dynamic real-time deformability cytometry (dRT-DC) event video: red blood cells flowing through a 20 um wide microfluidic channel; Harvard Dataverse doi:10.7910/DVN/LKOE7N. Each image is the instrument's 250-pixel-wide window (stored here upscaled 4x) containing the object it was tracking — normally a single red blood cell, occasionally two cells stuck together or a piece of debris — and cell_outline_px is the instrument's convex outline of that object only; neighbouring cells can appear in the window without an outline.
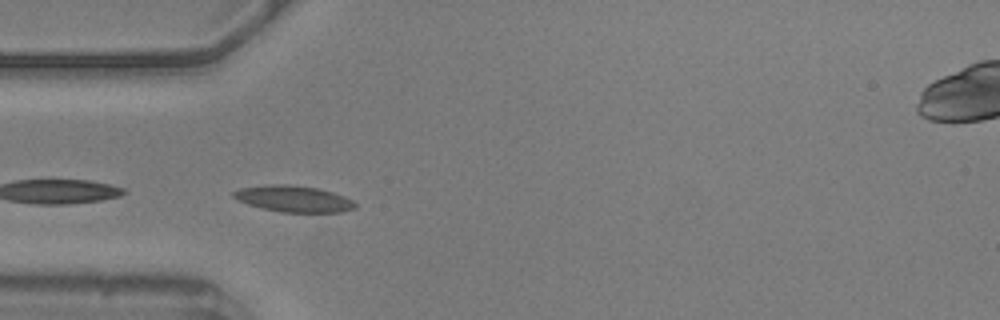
{"species": "common noctule bat (a hibernating species)", "species_latin": "Nyctalus noctula", "temperature_condition": "warm", "stored_images_in_passage": 30, "camera_frame_rate_fps": 3000, "um_per_image_px": 0.085, "animal": {"sex": "male", "body_mass_g": 20.5, "forearm_length_mm": 52.5}, "frame": {"image": 1, "passage_image": 1, "time_ms": 0.0, "image_size_px": [1000, 320], "cell_outline_px": [[356, 208], [340, 212], [280, 212], [248, 204], [236, 200], [232, 196], [232, 192], [240, 188], [264, 184], [284, 184], [316, 188], [332, 192], [344, 196], [352, 200], [356, 204]], "centroid_in_image_um": [24.92, 16.89], "position_along_channel_um": 60.1, "area_um2": 18.61}}
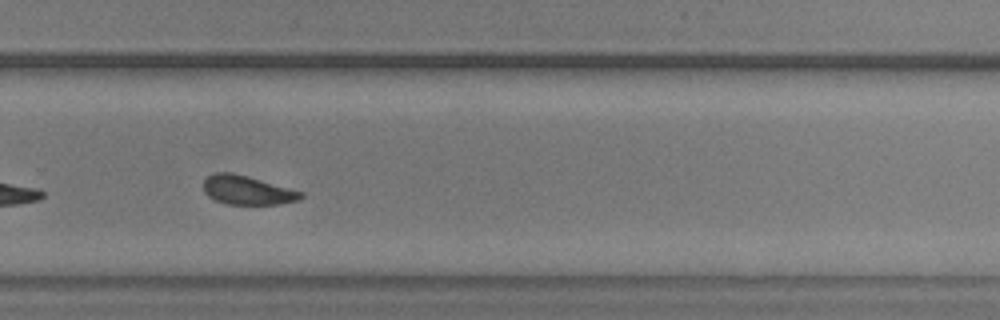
{"frame": {"image": 2, "passage_image": 22, "time_ms": 7.0, "image_size_px": [1000, 320], "cell_outline_px": [[304, 196], [300, 200], [280, 204], [228, 204], [216, 200], [208, 196], [204, 192], [204, 180], [208, 176], [216, 172], [232, 172], [248, 176], [304, 192]], "centroid_in_image_um": [21.04, 16.16], "position_along_channel_um": 308.8, "area_um2": 16.47}}
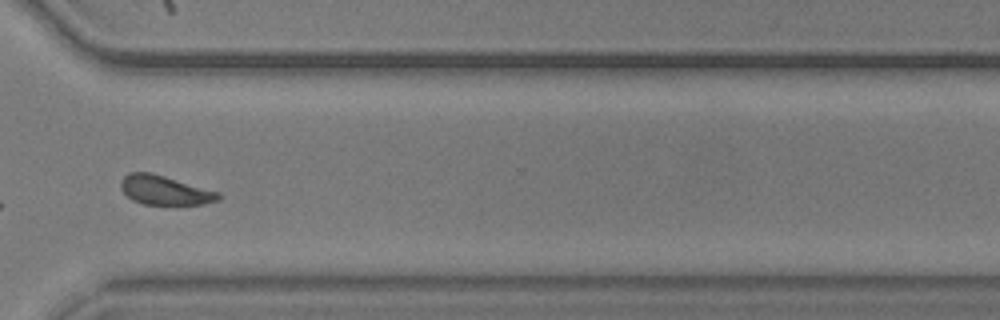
{"frame": {"image": 3, "passage_image": 26, "time_ms": 8.333, "image_size_px": [1000, 320], "cell_outline_px": [[224, 196], [220, 200], [204, 204], [144, 204], [132, 200], [120, 188], [120, 180], [128, 172], [152, 172], [220, 192]], "centroid_in_image_um": [14.03, 16.16], "position_along_channel_um": 356.6, "area_um2": 16.82}, "authors_computed_cell_mechanics": {"area_um2": 16.8487, "velocity_mm_per_s": 3.5661, "shape_relaxation_time_tau1_ms": 3.2327, "shape_relaxation_time_tau2_ms": 7.3868, "deformation_change_tau1": 0.0989, "deformation_change_tau2": 0.1537}}